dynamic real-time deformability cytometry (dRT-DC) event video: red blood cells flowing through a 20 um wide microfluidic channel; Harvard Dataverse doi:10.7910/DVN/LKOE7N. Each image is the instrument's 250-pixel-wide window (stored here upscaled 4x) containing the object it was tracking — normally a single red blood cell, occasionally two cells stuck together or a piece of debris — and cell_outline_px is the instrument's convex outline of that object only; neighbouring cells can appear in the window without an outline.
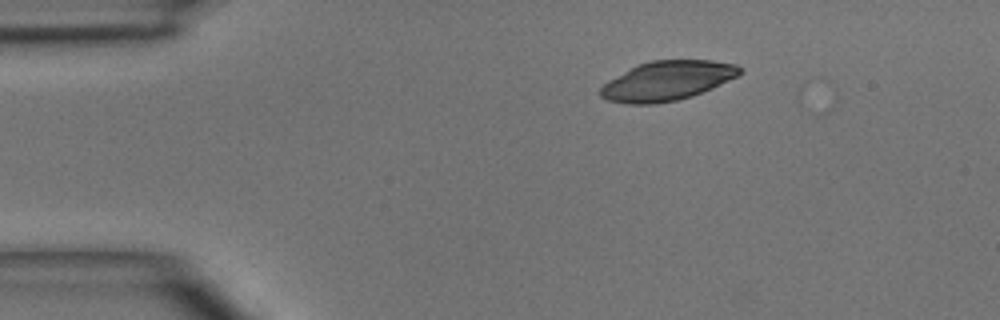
{"species": "common noctule bat (a hibernating species)", "species_latin": "Nyctalus noctula", "temperature_condition": "room temperature", "stored_images_in_passage": 5, "segment_of_instrument_passage": [2, 2], "camera_frame_rate_fps": 3000, "um_per_image_px": 0.085, "animal": {"sex": "male", "body_mass_g": 15.6}, "frame": {"image": 1, "passage_image": 5, "time_ms": 4.667, "image_size_px": [1000, 320], "cell_outline_px": [[744, 72], [712, 88], [692, 96], [676, 100], [656, 104], [628, 104], [608, 100], [600, 96], [600, 88], [608, 80], [636, 64], [652, 60], [712, 60], [736, 64], [744, 68]], "centroid_in_image_um": [56.71, 6.86], "position_along_channel_um": 28.3, "area_um2": 32.14}}